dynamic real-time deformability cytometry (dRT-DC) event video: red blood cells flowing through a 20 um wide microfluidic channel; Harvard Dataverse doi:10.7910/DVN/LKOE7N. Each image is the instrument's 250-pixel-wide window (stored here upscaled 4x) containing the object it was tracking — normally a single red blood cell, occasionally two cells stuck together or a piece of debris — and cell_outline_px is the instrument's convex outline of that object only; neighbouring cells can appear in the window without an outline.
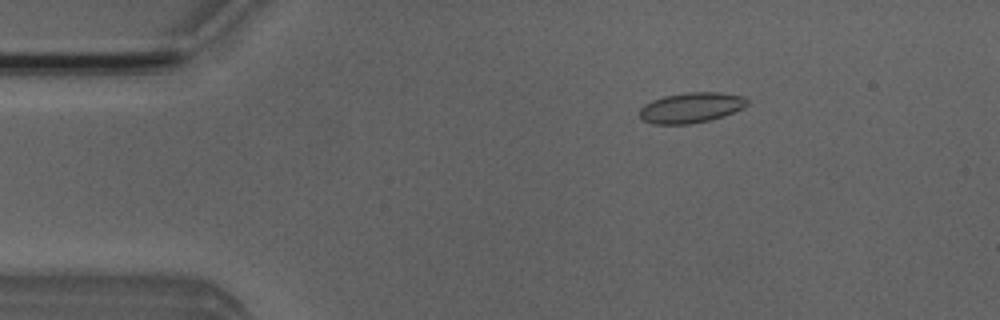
{"species": "Egyptian fruit bat (a non-hibernating species)", "species_latin": "Rousettus aegyptiacus", "temperature_condition": "room temperature", "stored_images_in_passage": 51, "camera_frame_rate_fps": 3000, "um_per_image_px": 0.085, "animal": {"sex": "male"}, "frame": {"image": 1, "passage_image": 8, "time_ms": 2.333, "image_size_px": [1000, 320], "cell_outline_px": [[748, 104], [744, 108], [708, 120], [688, 124], [652, 124], [640, 120], [640, 108], [644, 104], [652, 100], [664, 96], [684, 92], [720, 92], [744, 96], [748, 100]], "centroid_in_image_um": [58.71, 9.14], "position_along_channel_um": 26.3, "area_um2": 19.07}}
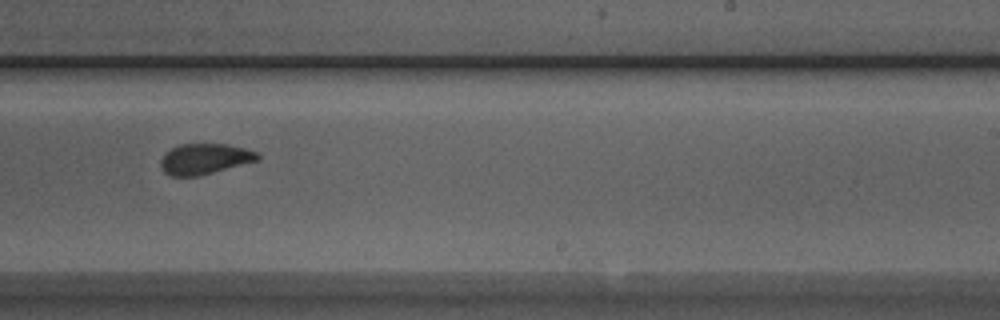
{"frame": {"image": 2, "passage_image": 31, "time_ms": 10.0, "image_size_px": [1000, 320], "cell_outline_px": [[260, 160], [200, 176], [172, 176], [164, 172], [160, 164], [160, 160], [164, 152], [180, 144], [228, 144], [244, 148], [256, 152], [260, 156]], "centroid_in_image_um": [17.39, 13.51], "position_along_channel_um": 271.6, "area_um2": 17.46}}
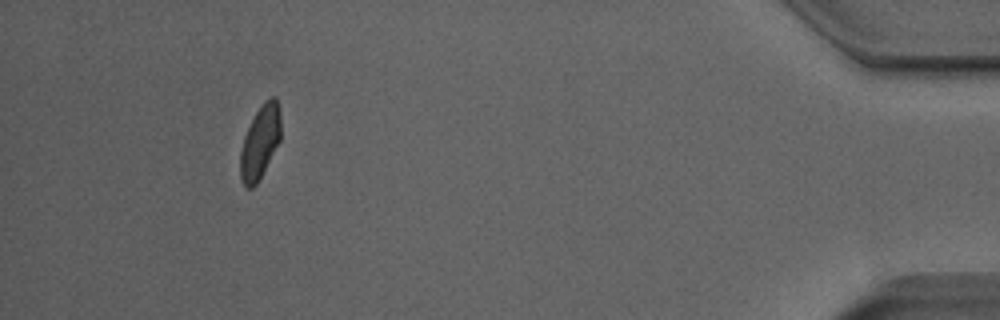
{"frame": {"image": 3, "passage_image": 47, "time_ms": 15.333, "image_size_px": [1000, 320], "cell_outline_px": [[280, 140], [256, 184], [252, 188], [248, 188], [244, 184], [240, 176], [240, 152], [244, 136], [256, 112], [264, 100], [272, 96], [276, 96], [280, 112]], "centroid_in_image_um": [22.1, 12.04], "position_along_channel_um": 413.1, "area_um2": 16.99}, "authors_computed_cell_mechanics": {"area_um2": 17.8024, "velocity_mm_per_s": 3.973, "shape_relaxation_time_tau1_ms": 9.431, "shape_relaxation_time_tau2_ms": 1.0053, "deformation_change_tau1": 0.2023, "deformation_change_tau2": 0.0635}}